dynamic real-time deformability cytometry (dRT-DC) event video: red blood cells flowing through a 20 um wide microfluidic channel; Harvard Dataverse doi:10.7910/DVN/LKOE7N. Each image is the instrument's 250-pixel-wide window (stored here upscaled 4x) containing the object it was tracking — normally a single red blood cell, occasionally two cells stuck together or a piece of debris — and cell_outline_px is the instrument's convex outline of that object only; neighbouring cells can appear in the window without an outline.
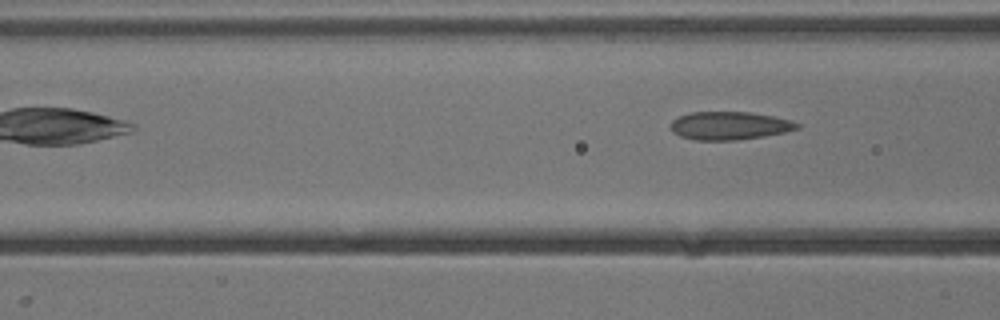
{"species": "common noctule bat (a hibernating species)", "species_latin": "Nyctalus noctula", "temperature_condition": "cold", "stored_images_in_passage": 5, "camera_frame_rate_fps": 3000, "um_per_image_px": 0.085, "animal": {"sex": "male", "body_mass_g": 13.3}, "frame": {"image": 1, "passage_image": 5, "time_ms": 4.667, "image_size_px": [1000, 320], "cell_outline_px": [[800, 128], [784, 132], [764, 136], [736, 140], [696, 140], [680, 136], [672, 132], [672, 120], [680, 116], [692, 112], [752, 112], [792, 120], [800, 124]], "centroid_in_image_um": [62.03, 10.68], "position_along_channel_um": 104.6, "area_um2": 20.63}}